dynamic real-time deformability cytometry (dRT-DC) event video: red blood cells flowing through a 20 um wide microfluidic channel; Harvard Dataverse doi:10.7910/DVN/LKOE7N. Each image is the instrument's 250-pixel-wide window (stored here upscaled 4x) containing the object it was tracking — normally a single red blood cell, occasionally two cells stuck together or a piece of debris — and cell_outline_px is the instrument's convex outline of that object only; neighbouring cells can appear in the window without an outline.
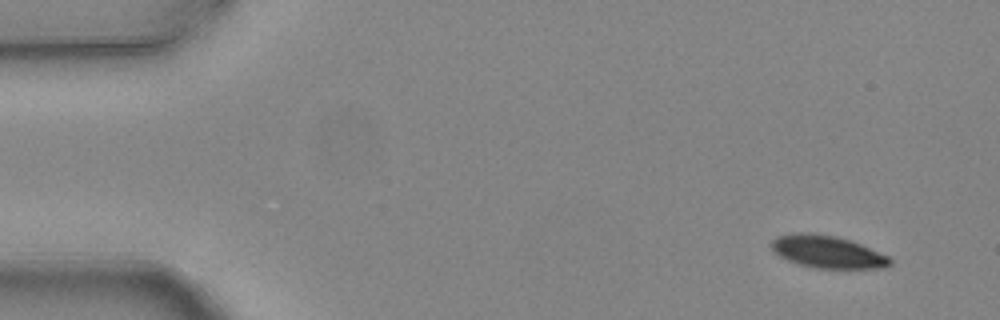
{"species": "common noctule bat (a hibernating species)", "species_latin": "Nyctalus noctula", "temperature_condition": "warm", "stored_images_in_passage": 4, "camera_frame_rate_fps": 3000, "um_per_image_px": 0.085, "animal": {"sex": "female", "body_mass_g": 24.6, "forearm_length_mm": 56.2}, "frame": {"image": 1, "passage_image": 1, "time_ms": 0.0, "image_size_px": [1000, 320], "cell_outline_px": [[892, 264], [884, 268], [812, 268], [788, 260], [780, 256], [772, 248], [772, 240], [776, 236], [796, 232], [812, 232], [836, 236], [860, 244], [888, 256], [892, 260]], "centroid_in_image_um": [70.33, 21.4], "position_along_channel_um": 14.7, "area_um2": 22.31}}
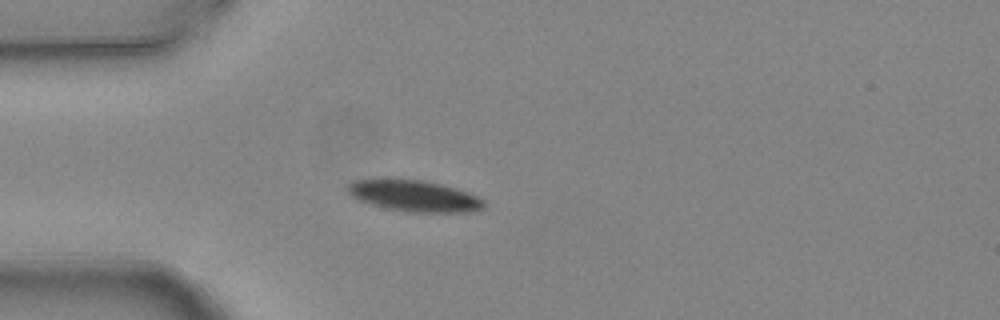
{"frame": {"image": 2, "passage_image": 4, "time_ms": 1.0, "image_size_px": [1000, 320], "cell_outline_px": [[484, 208], [472, 212], [408, 212], [384, 208], [360, 200], [352, 196], [348, 192], [348, 184], [352, 180], [424, 180], [456, 188], [468, 192], [484, 200]], "centroid_in_image_um": [35.25, 16.67], "position_along_channel_um": 49.7, "area_um2": 24.51}}